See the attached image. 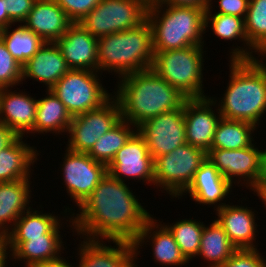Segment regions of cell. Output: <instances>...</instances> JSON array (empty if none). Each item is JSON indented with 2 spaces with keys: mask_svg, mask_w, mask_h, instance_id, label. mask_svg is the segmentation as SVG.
I'll return each instance as SVG.
<instances>
[{
  "mask_svg": "<svg viewBox=\"0 0 266 267\" xmlns=\"http://www.w3.org/2000/svg\"><path fill=\"white\" fill-rule=\"evenodd\" d=\"M137 128L125 120H121L115 127L99 137L91 150L87 153L95 161L108 166L117 151L122 148Z\"/></svg>",
  "mask_w": 266,
  "mask_h": 267,
  "instance_id": "33",
  "label": "cell"
},
{
  "mask_svg": "<svg viewBox=\"0 0 266 267\" xmlns=\"http://www.w3.org/2000/svg\"><path fill=\"white\" fill-rule=\"evenodd\" d=\"M107 173L121 182L134 180L137 183H145V186L154 185V159L144 138L137 131L117 151L107 166Z\"/></svg>",
  "mask_w": 266,
  "mask_h": 267,
  "instance_id": "13",
  "label": "cell"
},
{
  "mask_svg": "<svg viewBox=\"0 0 266 267\" xmlns=\"http://www.w3.org/2000/svg\"><path fill=\"white\" fill-rule=\"evenodd\" d=\"M16 88H0V122L17 136L34 138L37 97Z\"/></svg>",
  "mask_w": 266,
  "mask_h": 267,
  "instance_id": "21",
  "label": "cell"
},
{
  "mask_svg": "<svg viewBox=\"0 0 266 267\" xmlns=\"http://www.w3.org/2000/svg\"><path fill=\"white\" fill-rule=\"evenodd\" d=\"M154 62L152 30L147 19L136 28L98 38V72L116 79L151 69Z\"/></svg>",
  "mask_w": 266,
  "mask_h": 267,
  "instance_id": "4",
  "label": "cell"
},
{
  "mask_svg": "<svg viewBox=\"0 0 266 267\" xmlns=\"http://www.w3.org/2000/svg\"><path fill=\"white\" fill-rule=\"evenodd\" d=\"M186 143L208 152L221 115L217 105L210 99L192 98L184 103Z\"/></svg>",
  "mask_w": 266,
  "mask_h": 267,
  "instance_id": "19",
  "label": "cell"
},
{
  "mask_svg": "<svg viewBox=\"0 0 266 267\" xmlns=\"http://www.w3.org/2000/svg\"><path fill=\"white\" fill-rule=\"evenodd\" d=\"M146 19L152 30L154 52L206 45L204 9L159 2L148 6Z\"/></svg>",
  "mask_w": 266,
  "mask_h": 267,
  "instance_id": "5",
  "label": "cell"
},
{
  "mask_svg": "<svg viewBox=\"0 0 266 267\" xmlns=\"http://www.w3.org/2000/svg\"><path fill=\"white\" fill-rule=\"evenodd\" d=\"M204 46L192 45L179 50L154 52L152 70L189 99L209 97L204 87ZM207 57V58H206ZM205 58V59H204Z\"/></svg>",
  "mask_w": 266,
  "mask_h": 267,
  "instance_id": "6",
  "label": "cell"
},
{
  "mask_svg": "<svg viewBox=\"0 0 266 267\" xmlns=\"http://www.w3.org/2000/svg\"><path fill=\"white\" fill-rule=\"evenodd\" d=\"M204 29L205 35H207V32L212 31V35H216L219 40L235 42L229 47L228 52L230 55L227 54L228 61L255 60L262 56L248 42L244 18L219 13H205ZM209 29L211 30L209 31Z\"/></svg>",
  "mask_w": 266,
  "mask_h": 267,
  "instance_id": "22",
  "label": "cell"
},
{
  "mask_svg": "<svg viewBox=\"0 0 266 267\" xmlns=\"http://www.w3.org/2000/svg\"><path fill=\"white\" fill-rule=\"evenodd\" d=\"M261 57L266 60V52Z\"/></svg>",
  "mask_w": 266,
  "mask_h": 267,
  "instance_id": "49",
  "label": "cell"
},
{
  "mask_svg": "<svg viewBox=\"0 0 266 267\" xmlns=\"http://www.w3.org/2000/svg\"><path fill=\"white\" fill-rule=\"evenodd\" d=\"M257 130L251 123L221 117L211 148L231 150L249 147L255 141L254 133H259Z\"/></svg>",
  "mask_w": 266,
  "mask_h": 267,
  "instance_id": "31",
  "label": "cell"
},
{
  "mask_svg": "<svg viewBox=\"0 0 266 267\" xmlns=\"http://www.w3.org/2000/svg\"><path fill=\"white\" fill-rule=\"evenodd\" d=\"M257 185H266V148L262 152L261 177Z\"/></svg>",
  "mask_w": 266,
  "mask_h": 267,
  "instance_id": "47",
  "label": "cell"
},
{
  "mask_svg": "<svg viewBox=\"0 0 266 267\" xmlns=\"http://www.w3.org/2000/svg\"><path fill=\"white\" fill-rule=\"evenodd\" d=\"M25 138L17 136L0 151V182L32 179V175H36L33 174L34 165L40 161L39 155L42 152L35 145L31 146Z\"/></svg>",
  "mask_w": 266,
  "mask_h": 267,
  "instance_id": "25",
  "label": "cell"
},
{
  "mask_svg": "<svg viewBox=\"0 0 266 267\" xmlns=\"http://www.w3.org/2000/svg\"><path fill=\"white\" fill-rule=\"evenodd\" d=\"M73 23H79L101 0H54Z\"/></svg>",
  "mask_w": 266,
  "mask_h": 267,
  "instance_id": "38",
  "label": "cell"
},
{
  "mask_svg": "<svg viewBox=\"0 0 266 267\" xmlns=\"http://www.w3.org/2000/svg\"><path fill=\"white\" fill-rule=\"evenodd\" d=\"M70 67L55 42H45L22 68V86L26 80L38 82L50 90ZM45 85V86H44Z\"/></svg>",
  "mask_w": 266,
  "mask_h": 267,
  "instance_id": "24",
  "label": "cell"
},
{
  "mask_svg": "<svg viewBox=\"0 0 266 267\" xmlns=\"http://www.w3.org/2000/svg\"><path fill=\"white\" fill-rule=\"evenodd\" d=\"M207 152L185 143L168 154L154 159V190L175 200L188 188L196 171L206 160Z\"/></svg>",
  "mask_w": 266,
  "mask_h": 267,
  "instance_id": "7",
  "label": "cell"
},
{
  "mask_svg": "<svg viewBox=\"0 0 266 267\" xmlns=\"http://www.w3.org/2000/svg\"><path fill=\"white\" fill-rule=\"evenodd\" d=\"M38 205L36 208L31 207L15 221L12 230L4 237L5 241H28L30 238L42 237V235L49 233L68 214V208L70 207L65 205L62 207L63 212L60 211V214H57L54 211L52 213L43 211V206Z\"/></svg>",
  "mask_w": 266,
  "mask_h": 267,
  "instance_id": "28",
  "label": "cell"
},
{
  "mask_svg": "<svg viewBox=\"0 0 266 267\" xmlns=\"http://www.w3.org/2000/svg\"><path fill=\"white\" fill-rule=\"evenodd\" d=\"M9 257V258H8ZM11 251L4 239H0V267H8L11 264Z\"/></svg>",
  "mask_w": 266,
  "mask_h": 267,
  "instance_id": "44",
  "label": "cell"
},
{
  "mask_svg": "<svg viewBox=\"0 0 266 267\" xmlns=\"http://www.w3.org/2000/svg\"><path fill=\"white\" fill-rule=\"evenodd\" d=\"M116 83L112 92L122 119L136 128L161 113L181 109L189 99L152 69L124 75Z\"/></svg>",
  "mask_w": 266,
  "mask_h": 267,
  "instance_id": "2",
  "label": "cell"
},
{
  "mask_svg": "<svg viewBox=\"0 0 266 267\" xmlns=\"http://www.w3.org/2000/svg\"><path fill=\"white\" fill-rule=\"evenodd\" d=\"M65 224L69 228L67 230H70L67 233L73 232L74 235L72 217L68 213L49 233L42 237L30 238L28 241H5L11 251L12 266L16 262H19L18 264L24 262L23 267H32L37 263L54 260L62 254L68 253L67 248L64 247L66 242L62 238Z\"/></svg>",
  "mask_w": 266,
  "mask_h": 267,
  "instance_id": "14",
  "label": "cell"
},
{
  "mask_svg": "<svg viewBox=\"0 0 266 267\" xmlns=\"http://www.w3.org/2000/svg\"><path fill=\"white\" fill-rule=\"evenodd\" d=\"M246 199L247 197H243L241 200H237L238 204L234 205L233 202H230L232 199L229 198V203L214 212L217 217L213 216V219L215 218L222 226L237 249H258L259 229L257 228L261 225L257 224V219L260 218L253 206L246 205L249 203ZM242 201L248 203L244 204Z\"/></svg>",
  "mask_w": 266,
  "mask_h": 267,
  "instance_id": "17",
  "label": "cell"
},
{
  "mask_svg": "<svg viewBox=\"0 0 266 267\" xmlns=\"http://www.w3.org/2000/svg\"><path fill=\"white\" fill-rule=\"evenodd\" d=\"M215 2L217 4L216 6L213 5L215 4ZM248 5L249 0H210L205 13H219L245 18L248 10ZM215 7H218L219 9L217 8L216 10Z\"/></svg>",
  "mask_w": 266,
  "mask_h": 267,
  "instance_id": "39",
  "label": "cell"
},
{
  "mask_svg": "<svg viewBox=\"0 0 266 267\" xmlns=\"http://www.w3.org/2000/svg\"><path fill=\"white\" fill-rule=\"evenodd\" d=\"M244 21L248 42L263 55L266 52V0H249Z\"/></svg>",
  "mask_w": 266,
  "mask_h": 267,
  "instance_id": "35",
  "label": "cell"
},
{
  "mask_svg": "<svg viewBox=\"0 0 266 267\" xmlns=\"http://www.w3.org/2000/svg\"><path fill=\"white\" fill-rule=\"evenodd\" d=\"M70 69L98 72V38L73 23L55 42Z\"/></svg>",
  "mask_w": 266,
  "mask_h": 267,
  "instance_id": "23",
  "label": "cell"
},
{
  "mask_svg": "<svg viewBox=\"0 0 266 267\" xmlns=\"http://www.w3.org/2000/svg\"><path fill=\"white\" fill-rule=\"evenodd\" d=\"M122 120L118 101L112 95L96 109L72 117L65 147L78 153H88L96 141Z\"/></svg>",
  "mask_w": 266,
  "mask_h": 267,
  "instance_id": "11",
  "label": "cell"
},
{
  "mask_svg": "<svg viewBox=\"0 0 266 267\" xmlns=\"http://www.w3.org/2000/svg\"><path fill=\"white\" fill-rule=\"evenodd\" d=\"M13 26L14 28H12ZM0 38L5 43L11 55L22 66L45 43L39 36L31 30L26 29L22 24H14L1 29Z\"/></svg>",
  "mask_w": 266,
  "mask_h": 267,
  "instance_id": "32",
  "label": "cell"
},
{
  "mask_svg": "<svg viewBox=\"0 0 266 267\" xmlns=\"http://www.w3.org/2000/svg\"><path fill=\"white\" fill-rule=\"evenodd\" d=\"M258 249H237L232 256L217 267H266V257Z\"/></svg>",
  "mask_w": 266,
  "mask_h": 267,
  "instance_id": "37",
  "label": "cell"
},
{
  "mask_svg": "<svg viewBox=\"0 0 266 267\" xmlns=\"http://www.w3.org/2000/svg\"><path fill=\"white\" fill-rule=\"evenodd\" d=\"M36 0H5L8 17L14 24H22Z\"/></svg>",
  "mask_w": 266,
  "mask_h": 267,
  "instance_id": "40",
  "label": "cell"
},
{
  "mask_svg": "<svg viewBox=\"0 0 266 267\" xmlns=\"http://www.w3.org/2000/svg\"><path fill=\"white\" fill-rule=\"evenodd\" d=\"M255 142L240 149L211 148L207 158L233 186L246 187L250 191L261 177L263 148Z\"/></svg>",
  "mask_w": 266,
  "mask_h": 267,
  "instance_id": "12",
  "label": "cell"
},
{
  "mask_svg": "<svg viewBox=\"0 0 266 267\" xmlns=\"http://www.w3.org/2000/svg\"><path fill=\"white\" fill-rule=\"evenodd\" d=\"M234 188L211 161L206 158L196 171L191 184L176 200L189 195L195 205L197 203L202 207L206 205L209 208L212 206L216 211L229 203L227 200L232 194L234 195L232 193Z\"/></svg>",
  "mask_w": 266,
  "mask_h": 267,
  "instance_id": "20",
  "label": "cell"
},
{
  "mask_svg": "<svg viewBox=\"0 0 266 267\" xmlns=\"http://www.w3.org/2000/svg\"><path fill=\"white\" fill-rule=\"evenodd\" d=\"M227 65L226 90L222 96L219 94L220 98L209 93L210 99L217 105L222 118L248 122L261 128L266 116V60L262 57L229 60Z\"/></svg>",
  "mask_w": 266,
  "mask_h": 267,
  "instance_id": "3",
  "label": "cell"
},
{
  "mask_svg": "<svg viewBox=\"0 0 266 267\" xmlns=\"http://www.w3.org/2000/svg\"><path fill=\"white\" fill-rule=\"evenodd\" d=\"M143 1L149 6L155 3L162 2L163 0H143Z\"/></svg>",
  "mask_w": 266,
  "mask_h": 267,
  "instance_id": "48",
  "label": "cell"
},
{
  "mask_svg": "<svg viewBox=\"0 0 266 267\" xmlns=\"http://www.w3.org/2000/svg\"><path fill=\"white\" fill-rule=\"evenodd\" d=\"M157 219L156 216H152L133 241L136 262L140 254H142L140 251H144L141 249H146L144 247L149 245V247L151 246L152 259H154L153 261L156 265L159 264L162 267H188L187 265L190 262L181 253L173 234Z\"/></svg>",
  "mask_w": 266,
  "mask_h": 267,
  "instance_id": "18",
  "label": "cell"
},
{
  "mask_svg": "<svg viewBox=\"0 0 266 267\" xmlns=\"http://www.w3.org/2000/svg\"><path fill=\"white\" fill-rule=\"evenodd\" d=\"M76 239L79 241L75 249L77 267H140L136 263L133 242L90 240L79 236Z\"/></svg>",
  "mask_w": 266,
  "mask_h": 267,
  "instance_id": "16",
  "label": "cell"
},
{
  "mask_svg": "<svg viewBox=\"0 0 266 267\" xmlns=\"http://www.w3.org/2000/svg\"><path fill=\"white\" fill-rule=\"evenodd\" d=\"M143 0H101L78 24L96 38L138 27L146 20Z\"/></svg>",
  "mask_w": 266,
  "mask_h": 267,
  "instance_id": "9",
  "label": "cell"
},
{
  "mask_svg": "<svg viewBox=\"0 0 266 267\" xmlns=\"http://www.w3.org/2000/svg\"><path fill=\"white\" fill-rule=\"evenodd\" d=\"M17 135L3 123L0 122V151L8 146Z\"/></svg>",
  "mask_w": 266,
  "mask_h": 267,
  "instance_id": "43",
  "label": "cell"
},
{
  "mask_svg": "<svg viewBox=\"0 0 266 267\" xmlns=\"http://www.w3.org/2000/svg\"><path fill=\"white\" fill-rule=\"evenodd\" d=\"M37 99L36 120L34 123V135L53 134L56 137L67 135L72 117L66 110L64 104L51 91Z\"/></svg>",
  "mask_w": 266,
  "mask_h": 267,
  "instance_id": "29",
  "label": "cell"
},
{
  "mask_svg": "<svg viewBox=\"0 0 266 267\" xmlns=\"http://www.w3.org/2000/svg\"><path fill=\"white\" fill-rule=\"evenodd\" d=\"M129 184L106 173L76 213H71L72 236L133 242L153 215Z\"/></svg>",
  "mask_w": 266,
  "mask_h": 267,
  "instance_id": "1",
  "label": "cell"
},
{
  "mask_svg": "<svg viewBox=\"0 0 266 267\" xmlns=\"http://www.w3.org/2000/svg\"><path fill=\"white\" fill-rule=\"evenodd\" d=\"M67 259L63 255H61L54 260L40 262L33 265L32 267H77V264L75 262H71L68 257Z\"/></svg>",
  "mask_w": 266,
  "mask_h": 267,
  "instance_id": "42",
  "label": "cell"
},
{
  "mask_svg": "<svg viewBox=\"0 0 266 267\" xmlns=\"http://www.w3.org/2000/svg\"><path fill=\"white\" fill-rule=\"evenodd\" d=\"M31 180L0 182V239H4L24 212L35 206L31 200L35 196Z\"/></svg>",
  "mask_w": 266,
  "mask_h": 267,
  "instance_id": "27",
  "label": "cell"
},
{
  "mask_svg": "<svg viewBox=\"0 0 266 267\" xmlns=\"http://www.w3.org/2000/svg\"><path fill=\"white\" fill-rule=\"evenodd\" d=\"M73 24L54 0H36L22 25L44 42H56Z\"/></svg>",
  "mask_w": 266,
  "mask_h": 267,
  "instance_id": "26",
  "label": "cell"
},
{
  "mask_svg": "<svg viewBox=\"0 0 266 267\" xmlns=\"http://www.w3.org/2000/svg\"><path fill=\"white\" fill-rule=\"evenodd\" d=\"M185 218L173 221V223L161 222L170 230L173 234L175 241L180 248L181 253L191 263L198 255L200 249L201 235L205 223L199 219Z\"/></svg>",
  "mask_w": 266,
  "mask_h": 267,
  "instance_id": "34",
  "label": "cell"
},
{
  "mask_svg": "<svg viewBox=\"0 0 266 267\" xmlns=\"http://www.w3.org/2000/svg\"><path fill=\"white\" fill-rule=\"evenodd\" d=\"M104 77L97 71L70 69L50 90L74 117L100 107L113 95L103 85Z\"/></svg>",
  "mask_w": 266,
  "mask_h": 267,
  "instance_id": "8",
  "label": "cell"
},
{
  "mask_svg": "<svg viewBox=\"0 0 266 267\" xmlns=\"http://www.w3.org/2000/svg\"><path fill=\"white\" fill-rule=\"evenodd\" d=\"M62 154L59 162L63 188L66 190L67 198L70 197L73 206L68 208V213L75 212L85 199L93 192L100 180L107 173V166L95 161L87 153L72 152L67 148ZM64 156V157H63ZM60 169V170H59ZM74 208V209H73Z\"/></svg>",
  "mask_w": 266,
  "mask_h": 267,
  "instance_id": "10",
  "label": "cell"
},
{
  "mask_svg": "<svg viewBox=\"0 0 266 267\" xmlns=\"http://www.w3.org/2000/svg\"><path fill=\"white\" fill-rule=\"evenodd\" d=\"M10 25H14V23L8 17L6 2L0 0V30Z\"/></svg>",
  "mask_w": 266,
  "mask_h": 267,
  "instance_id": "45",
  "label": "cell"
},
{
  "mask_svg": "<svg viewBox=\"0 0 266 267\" xmlns=\"http://www.w3.org/2000/svg\"><path fill=\"white\" fill-rule=\"evenodd\" d=\"M210 222L204 225L200 249L194 259L204 260V267H217L228 260L237 248L216 219Z\"/></svg>",
  "mask_w": 266,
  "mask_h": 267,
  "instance_id": "30",
  "label": "cell"
},
{
  "mask_svg": "<svg viewBox=\"0 0 266 267\" xmlns=\"http://www.w3.org/2000/svg\"><path fill=\"white\" fill-rule=\"evenodd\" d=\"M210 0H163L162 3L176 7L201 8L205 11L208 8Z\"/></svg>",
  "mask_w": 266,
  "mask_h": 267,
  "instance_id": "41",
  "label": "cell"
},
{
  "mask_svg": "<svg viewBox=\"0 0 266 267\" xmlns=\"http://www.w3.org/2000/svg\"><path fill=\"white\" fill-rule=\"evenodd\" d=\"M22 68L0 38V88L22 85Z\"/></svg>",
  "mask_w": 266,
  "mask_h": 267,
  "instance_id": "36",
  "label": "cell"
},
{
  "mask_svg": "<svg viewBox=\"0 0 266 267\" xmlns=\"http://www.w3.org/2000/svg\"><path fill=\"white\" fill-rule=\"evenodd\" d=\"M137 132L147 143L153 159L170 153L186 143L184 105L144 121L137 127Z\"/></svg>",
  "mask_w": 266,
  "mask_h": 267,
  "instance_id": "15",
  "label": "cell"
},
{
  "mask_svg": "<svg viewBox=\"0 0 266 267\" xmlns=\"http://www.w3.org/2000/svg\"><path fill=\"white\" fill-rule=\"evenodd\" d=\"M249 192L257 196L258 200H260L259 202H262L261 205L264 204L262 207L266 209V185H256Z\"/></svg>",
  "mask_w": 266,
  "mask_h": 267,
  "instance_id": "46",
  "label": "cell"
}]
</instances>
